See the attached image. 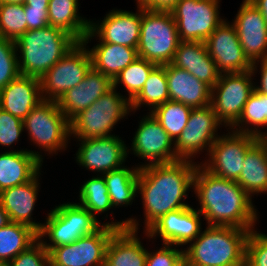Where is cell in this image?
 I'll return each mask as SVG.
<instances>
[{
  "mask_svg": "<svg viewBox=\"0 0 267 266\" xmlns=\"http://www.w3.org/2000/svg\"><path fill=\"white\" fill-rule=\"evenodd\" d=\"M197 166L189 160L138 166L137 194L143 200L145 232L165 214L190 206L184 200L193 189Z\"/></svg>",
  "mask_w": 267,
  "mask_h": 266,
  "instance_id": "1",
  "label": "cell"
},
{
  "mask_svg": "<svg viewBox=\"0 0 267 266\" xmlns=\"http://www.w3.org/2000/svg\"><path fill=\"white\" fill-rule=\"evenodd\" d=\"M193 190L206 224L256 230L258 214L252 197L236 181L218 177L199 163Z\"/></svg>",
  "mask_w": 267,
  "mask_h": 266,
  "instance_id": "2",
  "label": "cell"
},
{
  "mask_svg": "<svg viewBox=\"0 0 267 266\" xmlns=\"http://www.w3.org/2000/svg\"><path fill=\"white\" fill-rule=\"evenodd\" d=\"M251 230L210 226L184 248V266H245L246 241Z\"/></svg>",
  "mask_w": 267,
  "mask_h": 266,
  "instance_id": "3",
  "label": "cell"
},
{
  "mask_svg": "<svg viewBox=\"0 0 267 266\" xmlns=\"http://www.w3.org/2000/svg\"><path fill=\"white\" fill-rule=\"evenodd\" d=\"M47 216L37 236L48 252L55 247L71 244L81 237L96 232L103 224L116 229L128 228L134 231H138L140 225L135 218L101 224L87 209L72 202L55 206ZM47 236L50 243L44 241V237Z\"/></svg>",
  "mask_w": 267,
  "mask_h": 266,
  "instance_id": "4",
  "label": "cell"
},
{
  "mask_svg": "<svg viewBox=\"0 0 267 266\" xmlns=\"http://www.w3.org/2000/svg\"><path fill=\"white\" fill-rule=\"evenodd\" d=\"M77 43L69 33L50 25L27 30L15 40L20 74L40 79Z\"/></svg>",
  "mask_w": 267,
  "mask_h": 266,
  "instance_id": "5",
  "label": "cell"
},
{
  "mask_svg": "<svg viewBox=\"0 0 267 266\" xmlns=\"http://www.w3.org/2000/svg\"><path fill=\"white\" fill-rule=\"evenodd\" d=\"M179 42L177 24L170 11L142 7L138 57L166 65L172 62Z\"/></svg>",
  "mask_w": 267,
  "mask_h": 266,
  "instance_id": "6",
  "label": "cell"
},
{
  "mask_svg": "<svg viewBox=\"0 0 267 266\" xmlns=\"http://www.w3.org/2000/svg\"><path fill=\"white\" fill-rule=\"evenodd\" d=\"M131 111L128 98L112 88L70 121V136L91 139L114 135L110 133L114 126Z\"/></svg>",
  "mask_w": 267,
  "mask_h": 266,
  "instance_id": "7",
  "label": "cell"
},
{
  "mask_svg": "<svg viewBox=\"0 0 267 266\" xmlns=\"http://www.w3.org/2000/svg\"><path fill=\"white\" fill-rule=\"evenodd\" d=\"M23 128L31 142L50 155L66 150L71 137L70 121L59 109L57 101L40 102L23 120Z\"/></svg>",
  "mask_w": 267,
  "mask_h": 266,
  "instance_id": "8",
  "label": "cell"
},
{
  "mask_svg": "<svg viewBox=\"0 0 267 266\" xmlns=\"http://www.w3.org/2000/svg\"><path fill=\"white\" fill-rule=\"evenodd\" d=\"M86 47L83 42H78L40 78L43 100L58 101L85 78L92 68L91 55Z\"/></svg>",
  "mask_w": 267,
  "mask_h": 266,
  "instance_id": "9",
  "label": "cell"
},
{
  "mask_svg": "<svg viewBox=\"0 0 267 266\" xmlns=\"http://www.w3.org/2000/svg\"><path fill=\"white\" fill-rule=\"evenodd\" d=\"M252 70L223 73L211 88V106L218 120L230 129L242 114L245 103L255 89Z\"/></svg>",
  "mask_w": 267,
  "mask_h": 266,
  "instance_id": "10",
  "label": "cell"
},
{
  "mask_svg": "<svg viewBox=\"0 0 267 266\" xmlns=\"http://www.w3.org/2000/svg\"><path fill=\"white\" fill-rule=\"evenodd\" d=\"M220 0H180L170 10L181 41L205 42L224 20Z\"/></svg>",
  "mask_w": 267,
  "mask_h": 266,
  "instance_id": "11",
  "label": "cell"
},
{
  "mask_svg": "<svg viewBox=\"0 0 267 266\" xmlns=\"http://www.w3.org/2000/svg\"><path fill=\"white\" fill-rule=\"evenodd\" d=\"M221 125L211 104L192 108L186 127L174 141L176 156L180 160L194 161L192 158L203 150L209 153L219 137L217 130Z\"/></svg>",
  "mask_w": 267,
  "mask_h": 266,
  "instance_id": "12",
  "label": "cell"
},
{
  "mask_svg": "<svg viewBox=\"0 0 267 266\" xmlns=\"http://www.w3.org/2000/svg\"><path fill=\"white\" fill-rule=\"evenodd\" d=\"M256 136L234 132L221 134L211 146L209 159L201 164L212 174L236 181L243 168L247 150L258 140Z\"/></svg>",
  "mask_w": 267,
  "mask_h": 266,
  "instance_id": "13",
  "label": "cell"
},
{
  "mask_svg": "<svg viewBox=\"0 0 267 266\" xmlns=\"http://www.w3.org/2000/svg\"><path fill=\"white\" fill-rule=\"evenodd\" d=\"M118 229L103 224L96 232L53 248L50 266H104L107 245Z\"/></svg>",
  "mask_w": 267,
  "mask_h": 266,
  "instance_id": "14",
  "label": "cell"
},
{
  "mask_svg": "<svg viewBox=\"0 0 267 266\" xmlns=\"http://www.w3.org/2000/svg\"><path fill=\"white\" fill-rule=\"evenodd\" d=\"M131 144L134 155L145 159L144 165L170 163L180 160L175 153L173 139L149 112L140 120ZM149 161V162H148Z\"/></svg>",
  "mask_w": 267,
  "mask_h": 266,
  "instance_id": "15",
  "label": "cell"
},
{
  "mask_svg": "<svg viewBox=\"0 0 267 266\" xmlns=\"http://www.w3.org/2000/svg\"><path fill=\"white\" fill-rule=\"evenodd\" d=\"M141 21L142 7H137L136 13L113 9L101 22L90 21L89 31L82 42L87 45L89 40L97 36L102 42L137 48Z\"/></svg>",
  "mask_w": 267,
  "mask_h": 266,
  "instance_id": "16",
  "label": "cell"
},
{
  "mask_svg": "<svg viewBox=\"0 0 267 266\" xmlns=\"http://www.w3.org/2000/svg\"><path fill=\"white\" fill-rule=\"evenodd\" d=\"M80 147L76 153L78 165L99 172L103 175L112 170L122 167L125 163L127 149L124 141L119 136L111 135L106 137L78 139Z\"/></svg>",
  "mask_w": 267,
  "mask_h": 266,
  "instance_id": "17",
  "label": "cell"
},
{
  "mask_svg": "<svg viewBox=\"0 0 267 266\" xmlns=\"http://www.w3.org/2000/svg\"><path fill=\"white\" fill-rule=\"evenodd\" d=\"M209 56L223 73H239L252 69V62L245 55L233 23L224 19L205 41Z\"/></svg>",
  "mask_w": 267,
  "mask_h": 266,
  "instance_id": "18",
  "label": "cell"
},
{
  "mask_svg": "<svg viewBox=\"0 0 267 266\" xmlns=\"http://www.w3.org/2000/svg\"><path fill=\"white\" fill-rule=\"evenodd\" d=\"M201 214L192 206L169 212L157 220L144 234L146 237L162 239L163 244L188 245L201 232Z\"/></svg>",
  "mask_w": 267,
  "mask_h": 266,
  "instance_id": "19",
  "label": "cell"
},
{
  "mask_svg": "<svg viewBox=\"0 0 267 266\" xmlns=\"http://www.w3.org/2000/svg\"><path fill=\"white\" fill-rule=\"evenodd\" d=\"M232 23L248 59L253 63L267 58V24L250 0H243Z\"/></svg>",
  "mask_w": 267,
  "mask_h": 266,
  "instance_id": "20",
  "label": "cell"
},
{
  "mask_svg": "<svg viewBox=\"0 0 267 266\" xmlns=\"http://www.w3.org/2000/svg\"><path fill=\"white\" fill-rule=\"evenodd\" d=\"M112 88V79L92 67L85 78L77 86L69 89L57 103L59 109L71 121Z\"/></svg>",
  "mask_w": 267,
  "mask_h": 266,
  "instance_id": "21",
  "label": "cell"
},
{
  "mask_svg": "<svg viewBox=\"0 0 267 266\" xmlns=\"http://www.w3.org/2000/svg\"><path fill=\"white\" fill-rule=\"evenodd\" d=\"M38 173L32 180L5 189L0 192V204L7 212L10 222L25 224L37 233L41 230L43 223L35 222L31 217L34 211L39 192ZM33 220V221H32Z\"/></svg>",
  "mask_w": 267,
  "mask_h": 266,
  "instance_id": "22",
  "label": "cell"
},
{
  "mask_svg": "<svg viewBox=\"0 0 267 266\" xmlns=\"http://www.w3.org/2000/svg\"><path fill=\"white\" fill-rule=\"evenodd\" d=\"M40 79L19 75L0 90V108L24 120L42 102Z\"/></svg>",
  "mask_w": 267,
  "mask_h": 266,
  "instance_id": "23",
  "label": "cell"
},
{
  "mask_svg": "<svg viewBox=\"0 0 267 266\" xmlns=\"http://www.w3.org/2000/svg\"><path fill=\"white\" fill-rule=\"evenodd\" d=\"M41 152L20 149L0 153V192L32 180L42 167Z\"/></svg>",
  "mask_w": 267,
  "mask_h": 266,
  "instance_id": "24",
  "label": "cell"
},
{
  "mask_svg": "<svg viewBox=\"0 0 267 266\" xmlns=\"http://www.w3.org/2000/svg\"><path fill=\"white\" fill-rule=\"evenodd\" d=\"M169 100L181 102L191 108L211 104V88L185 69L166 64Z\"/></svg>",
  "mask_w": 267,
  "mask_h": 266,
  "instance_id": "25",
  "label": "cell"
},
{
  "mask_svg": "<svg viewBox=\"0 0 267 266\" xmlns=\"http://www.w3.org/2000/svg\"><path fill=\"white\" fill-rule=\"evenodd\" d=\"M171 64L185 69L210 88L218 82L221 75L208 54L205 42L180 40Z\"/></svg>",
  "mask_w": 267,
  "mask_h": 266,
  "instance_id": "26",
  "label": "cell"
},
{
  "mask_svg": "<svg viewBox=\"0 0 267 266\" xmlns=\"http://www.w3.org/2000/svg\"><path fill=\"white\" fill-rule=\"evenodd\" d=\"M138 231L118 229L107 245L104 266H146L147 250Z\"/></svg>",
  "mask_w": 267,
  "mask_h": 266,
  "instance_id": "27",
  "label": "cell"
},
{
  "mask_svg": "<svg viewBox=\"0 0 267 266\" xmlns=\"http://www.w3.org/2000/svg\"><path fill=\"white\" fill-rule=\"evenodd\" d=\"M236 182L252 197L267 193V138L258 139L246 152Z\"/></svg>",
  "mask_w": 267,
  "mask_h": 266,
  "instance_id": "28",
  "label": "cell"
},
{
  "mask_svg": "<svg viewBox=\"0 0 267 266\" xmlns=\"http://www.w3.org/2000/svg\"><path fill=\"white\" fill-rule=\"evenodd\" d=\"M91 49L92 67L112 80L138 58L137 48L98 41Z\"/></svg>",
  "mask_w": 267,
  "mask_h": 266,
  "instance_id": "29",
  "label": "cell"
},
{
  "mask_svg": "<svg viewBox=\"0 0 267 266\" xmlns=\"http://www.w3.org/2000/svg\"><path fill=\"white\" fill-rule=\"evenodd\" d=\"M78 0H49V25L69 33L82 42L89 31L90 20L79 16Z\"/></svg>",
  "mask_w": 267,
  "mask_h": 266,
  "instance_id": "30",
  "label": "cell"
},
{
  "mask_svg": "<svg viewBox=\"0 0 267 266\" xmlns=\"http://www.w3.org/2000/svg\"><path fill=\"white\" fill-rule=\"evenodd\" d=\"M139 167L122 166L103 174L113 207L131 205L137 195Z\"/></svg>",
  "mask_w": 267,
  "mask_h": 266,
  "instance_id": "31",
  "label": "cell"
},
{
  "mask_svg": "<svg viewBox=\"0 0 267 266\" xmlns=\"http://www.w3.org/2000/svg\"><path fill=\"white\" fill-rule=\"evenodd\" d=\"M260 127H267V95L254 89L244 105L241 116L230 129L259 139L267 138V131H261Z\"/></svg>",
  "mask_w": 267,
  "mask_h": 266,
  "instance_id": "32",
  "label": "cell"
},
{
  "mask_svg": "<svg viewBox=\"0 0 267 266\" xmlns=\"http://www.w3.org/2000/svg\"><path fill=\"white\" fill-rule=\"evenodd\" d=\"M37 239V232L30 226L8 223L0 228V262L9 263Z\"/></svg>",
  "mask_w": 267,
  "mask_h": 266,
  "instance_id": "33",
  "label": "cell"
},
{
  "mask_svg": "<svg viewBox=\"0 0 267 266\" xmlns=\"http://www.w3.org/2000/svg\"><path fill=\"white\" fill-rule=\"evenodd\" d=\"M168 100L166 65H157L149 74L142 90L131 101V110L135 112L142 105H146L149 106L151 112Z\"/></svg>",
  "mask_w": 267,
  "mask_h": 266,
  "instance_id": "34",
  "label": "cell"
},
{
  "mask_svg": "<svg viewBox=\"0 0 267 266\" xmlns=\"http://www.w3.org/2000/svg\"><path fill=\"white\" fill-rule=\"evenodd\" d=\"M192 108L181 102L168 100L150 113L175 141L186 127Z\"/></svg>",
  "mask_w": 267,
  "mask_h": 266,
  "instance_id": "35",
  "label": "cell"
},
{
  "mask_svg": "<svg viewBox=\"0 0 267 266\" xmlns=\"http://www.w3.org/2000/svg\"><path fill=\"white\" fill-rule=\"evenodd\" d=\"M99 176V177H98ZM79 200L81 206L87 209L95 218L97 214L113 208L103 175L97 174L87 180L80 188Z\"/></svg>",
  "mask_w": 267,
  "mask_h": 266,
  "instance_id": "36",
  "label": "cell"
},
{
  "mask_svg": "<svg viewBox=\"0 0 267 266\" xmlns=\"http://www.w3.org/2000/svg\"><path fill=\"white\" fill-rule=\"evenodd\" d=\"M157 65L138 57L125 69H123L113 80V88L122 84L128 92V100L131 102L142 90L149 74Z\"/></svg>",
  "mask_w": 267,
  "mask_h": 266,
  "instance_id": "37",
  "label": "cell"
},
{
  "mask_svg": "<svg viewBox=\"0 0 267 266\" xmlns=\"http://www.w3.org/2000/svg\"><path fill=\"white\" fill-rule=\"evenodd\" d=\"M26 31L24 4L0 3V36L15 41Z\"/></svg>",
  "mask_w": 267,
  "mask_h": 266,
  "instance_id": "38",
  "label": "cell"
},
{
  "mask_svg": "<svg viewBox=\"0 0 267 266\" xmlns=\"http://www.w3.org/2000/svg\"><path fill=\"white\" fill-rule=\"evenodd\" d=\"M14 40L0 36V90L20 75Z\"/></svg>",
  "mask_w": 267,
  "mask_h": 266,
  "instance_id": "39",
  "label": "cell"
},
{
  "mask_svg": "<svg viewBox=\"0 0 267 266\" xmlns=\"http://www.w3.org/2000/svg\"><path fill=\"white\" fill-rule=\"evenodd\" d=\"M245 266H267V235L251 230L246 241Z\"/></svg>",
  "mask_w": 267,
  "mask_h": 266,
  "instance_id": "40",
  "label": "cell"
},
{
  "mask_svg": "<svg viewBox=\"0 0 267 266\" xmlns=\"http://www.w3.org/2000/svg\"><path fill=\"white\" fill-rule=\"evenodd\" d=\"M159 250L150 252L147 249L146 266H184V250L175 245L162 244Z\"/></svg>",
  "mask_w": 267,
  "mask_h": 266,
  "instance_id": "41",
  "label": "cell"
},
{
  "mask_svg": "<svg viewBox=\"0 0 267 266\" xmlns=\"http://www.w3.org/2000/svg\"><path fill=\"white\" fill-rule=\"evenodd\" d=\"M10 266H50L49 252L37 239L9 262Z\"/></svg>",
  "mask_w": 267,
  "mask_h": 266,
  "instance_id": "42",
  "label": "cell"
},
{
  "mask_svg": "<svg viewBox=\"0 0 267 266\" xmlns=\"http://www.w3.org/2000/svg\"><path fill=\"white\" fill-rule=\"evenodd\" d=\"M23 131V120L0 108V145L8 148L18 143Z\"/></svg>",
  "mask_w": 267,
  "mask_h": 266,
  "instance_id": "43",
  "label": "cell"
},
{
  "mask_svg": "<svg viewBox=\"0 0 267 266\" xmlns=\"http://www.w3.org/2000/svg\"><path fill=\"white\" fill-rule=\"evenodd\" d=\"M27 30H36L49 25L48 7H30L24 3Z\"/></svg>",
  "mask_w": 267,
  "mask_h": 266,
  "instance_id": "44",
  "label": "cell"
},
{
  "mask_svg": "<svg viewBox=\"0 0 267 266\" xmlns=\"http://www.w3.org/2000/svg\"><path fill=\"white\" fill-rule=\"evenodd\" d=\"M259 62L261 65L260 66V71H261L260 86L255 85L254 87L256 91L267 95V58L253 62L251 70L253 73H257L258 71L257 67H258Z\"/></svg>",
  "mask_w": 267,
  "mask_h": 266,
  "instance_id": "45",
  "label": "cell"
},
{
  "mask_svg": "<svg viewBox=\"0 0 267 266\" xmlns=\"http://www.w3.org/2000/svg\"><path fill=\"white\" fill-rule=\"evenodd\" d=\"M180 0H154V10L170 11Z\"/></svg>",
  "mask_w": 267,
  "mask_h": 266,
  "instance_id": "46",
  "label": "cell"
},
{
  "mask_svg": "<svg viewBox=\"0 0 267 266\" xmlns=\"http://www.w3.org/2000/svg\"><path fill=\"white\" fill-rule=\"evenodd\" d=\"M250 1L261 12L264 21L267 24V0H250Z\"/></svg>",
  "mask_w": 267,
  "mask_h": 266,
  "instance_id": "47",
  "label": "cell"
},
{
  "mask_svg": "<svg viewBox=\"0 0 267 266\" xmlns=\"http://www.w3.org/2000/svg\"><path fill=\"white\" fill-rule=\"evenodd\" d=\"M25 4L30 7H48L49 0H25Z\"/></svg>",
  "mask_w": 267,
  "mask_h": 266,
  "instance_id": "48",
  "label": "cell"
},
{
  "mask_svg": "<svg viewBox=\"0 0 267 266\" xmlns=\"http://www.w3.org/2000/svg\"><path fill=\"white\" fill-rule=\"evenodd\" d=\"M8 223H10L9 216L0 204V228L6 226Z\"/></svg>",
  "mask_w": 267,
  "mask_h": 266,
  "instance_id": "49",
  "label": "cell"
},
{
  "mask_svg": "<svg viewBox=\"0 0 267 266\" xmlns=\"http://www.w3.org/2000/svg\"><path fill=\"white\" fill-rule=\"evenodd\" d=\"M0 3L24 4L25 0H0Z\"/></svg>",
  "mask_w": 267,
  "mask_h": 266,
  "instance_id": "50",
  "label": "cell"
},
{
  "mask_svg": "<svg viewBox=\"0 0 267 266\" xmlns=\"http://www.w3.org/2000/svg\"><path fill=\"white\" fill-rule=\"evenodd\" d=\"M0 266H10L9 263L0 262Z\"/></svg>",
  "mask_w": 267,
  "mask_h": 266,
  "instance_id": "51",
  "label": "cell"
}]
</instances>
